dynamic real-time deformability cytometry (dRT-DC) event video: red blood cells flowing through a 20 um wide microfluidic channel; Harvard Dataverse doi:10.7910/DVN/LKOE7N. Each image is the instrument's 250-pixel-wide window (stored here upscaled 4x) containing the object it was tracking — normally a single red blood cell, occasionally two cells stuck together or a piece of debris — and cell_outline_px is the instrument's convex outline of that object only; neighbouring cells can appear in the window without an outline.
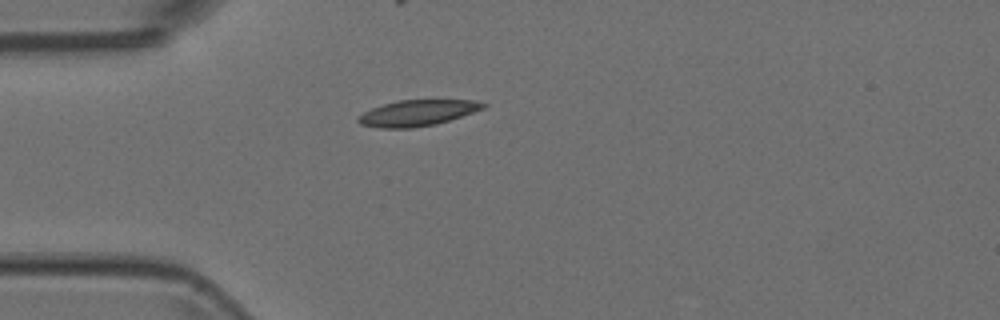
{"species": "Egyptian fruit bat (a non-hibernating species)", "species_latin": "Rousettus aegyptiacus", "temperature_condition": "room temperature", "stored_images_in_passage": 3, "camera_frame_rate_fps": 3000, "um_per_image_px": 0.085, "animal": {"sex": "female"}, "frame": {"image": 1, "passage_image": 1, "time_ms": 0.0, "image_size_px": [1000, 320], "cell_outline_px": [[488, 104], [484, 108], [436, 124], [412, 128], [380, 128], [360, 124], [356, 120], [356, 116], [372, 108], [384, 104], [400, 100], [476, 100]], "centroid_in_image_um": [35.44, 9.6], "position_along_channel_um": 49.6, "area_um2": 18.79}}